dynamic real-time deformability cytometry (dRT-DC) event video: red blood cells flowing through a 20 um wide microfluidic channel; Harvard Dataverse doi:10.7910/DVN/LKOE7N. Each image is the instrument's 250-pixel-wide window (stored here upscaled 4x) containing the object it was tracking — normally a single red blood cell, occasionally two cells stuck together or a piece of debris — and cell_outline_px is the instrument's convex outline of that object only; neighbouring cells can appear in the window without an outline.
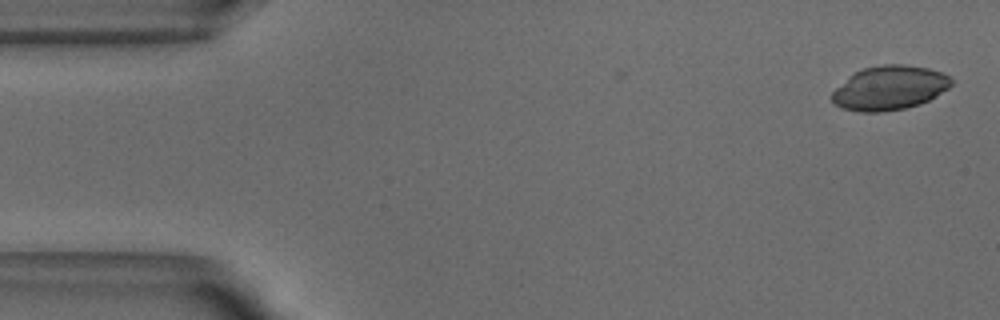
{"species": "common noctule bat (a hibernating species)", "species_latin": "Nyctalus noctula", "temperature_condition": "warm", "stored_images_in_passage": 4, "camera_frame_rate_fps": 3000, "um_per_image_px": 0.085, "animal": {"sex": "male", "body_mass_g": 18.8}, "frame": {"image": 1, "passage_image": 1, "time_ms": 0.0, "image_size_px": [1000, 320], "cell_outline_px": [[952, 84], [948, 88], [936, 96], [920, 104], [904, 108], [880, 112], [860, 112], [844, 108], [836, 104], [832, 100], [832, 92], [848, 76], [864, 68], [880, 64], [904, 64], [928, 68], [940, 72], [948, 76], [952, 80]], "centroid_in_image_um": [75.61, 7.46], "position_along_channel_um": 9.4, "area_um2": 30.52}}